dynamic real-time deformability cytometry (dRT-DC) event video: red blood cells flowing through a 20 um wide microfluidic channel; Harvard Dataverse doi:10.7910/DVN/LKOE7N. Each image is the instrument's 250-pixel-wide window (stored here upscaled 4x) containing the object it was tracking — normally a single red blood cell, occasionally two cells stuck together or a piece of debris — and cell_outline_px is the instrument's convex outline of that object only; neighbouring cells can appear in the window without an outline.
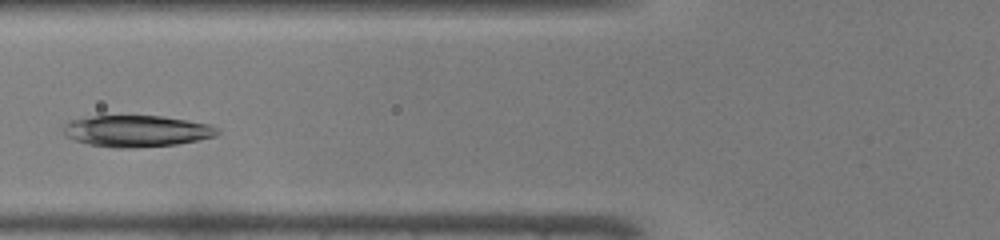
{"species": "common noctule bat (a hibernating species)", "species_latin": "Nyctalus noctula", "temperature_condition": "warm", "stored_images_in_passage": 39, "camera_frame_rate_fps": 3000, "um_per_image_px": 0.085, "animal": {"sex": "male", "body_mass_g": 19.0, "forearm_length_mm": 50.8}, "frame": {"image": 1, "passage_image": 11, "time_ms": 3.333, "image_size_px": [1000, 240], "cell_outline_px": [[220, 132], [216, 136], [200, 140], [176, 144], [128, 148], [116, 148], [88, 144], [76, 140], [68, 136], [64, 132], [64, 124], [68, 120], [92, 116], [160, 116], [188, 120], [212, 124], [220, 128]], "centroid_in_image_um": [11.67, 11.13], "position_along_channel_um": 114.1, "area_um2": 28.32}}
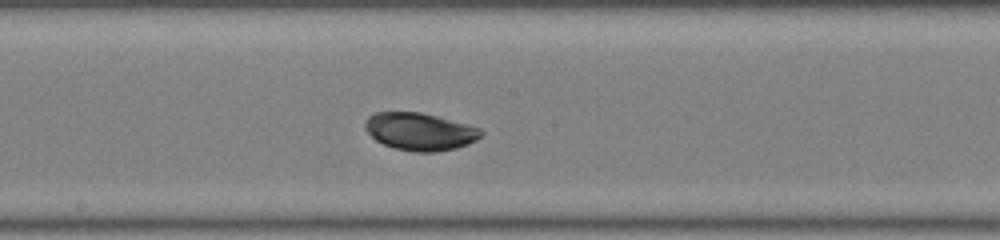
{"frame": {"image": 2, "passage_image": 18, "time_ms": 5.667, "image_size_px": [1000, 240], "cell_outline_px": [[484, 132], [476, 140], [468, 144], [456, 148], [436, 152], [412, 152], [396, 148], [384, 144], [376, 140], [364, 128], [364, 120], [368, 116], [376, 112], [420, 112], [468, 124], [480, 128]], "centroid_in_image_um": [35.68, 11.18], "position_along_channel_um": 212.5, "area_um2": 25.37}}
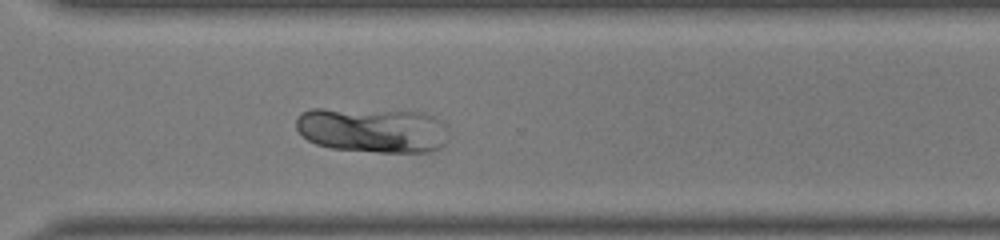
{"frame": {"image": 3, "passage_image": 27, "time_ms": 8.667, "image_size_px": [1000, 240], "cell_outline_px": [[448, 140], [440, 148], [432, 152], [376, 152], [332, 148], [316, 144], [308, 140], [296, 128], [296, 116], [300, 112], [312, 108], [324, 108], [424, 112], [440, 120], [448, 128]], "centroid_in_image_um": [31.68, 11.05], "position_along_channel_um": 338.9, "area_um2": 40.63}}